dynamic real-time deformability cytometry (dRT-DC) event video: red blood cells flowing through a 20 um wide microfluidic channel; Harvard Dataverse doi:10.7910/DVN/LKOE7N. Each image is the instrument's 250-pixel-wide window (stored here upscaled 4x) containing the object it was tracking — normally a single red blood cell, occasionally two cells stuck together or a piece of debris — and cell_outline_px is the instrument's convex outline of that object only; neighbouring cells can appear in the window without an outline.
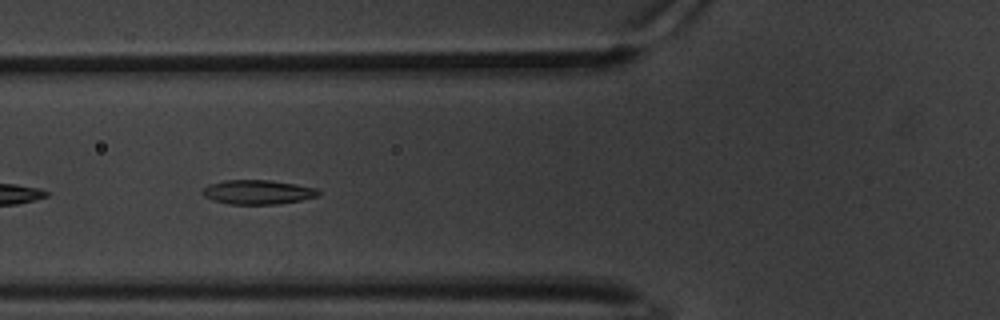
{"species": "common noctule bat (a hibernating species)", "species_latin": "Nyctalus noctula", "temperature_condition": "warm", "stored_images_in_passage": 12, "camera_frame_rate_fps": 3000, "um_per_image_px": 0.085, "animal": {"sex": "male", "body_mass_g": 20.1, "forearm_length_mm": 53.5}, "frame": {"image": 1, "passage_image": 6, "time_ms": 1.667, "image_size_px": [1000, 320], "cell_outline_px": [[320, 196], [300, 200], [276, 204], [228, 204], [212, 200], [204, 196], [200, 192], [208, 184], [224, 180], [268, 180], [296, 184], [316, 188], [320, 192]], "centroid_in_image_um": [21.88, 16.33], "position_along_channel_um": 103.9, "area_um2": 16.47}}